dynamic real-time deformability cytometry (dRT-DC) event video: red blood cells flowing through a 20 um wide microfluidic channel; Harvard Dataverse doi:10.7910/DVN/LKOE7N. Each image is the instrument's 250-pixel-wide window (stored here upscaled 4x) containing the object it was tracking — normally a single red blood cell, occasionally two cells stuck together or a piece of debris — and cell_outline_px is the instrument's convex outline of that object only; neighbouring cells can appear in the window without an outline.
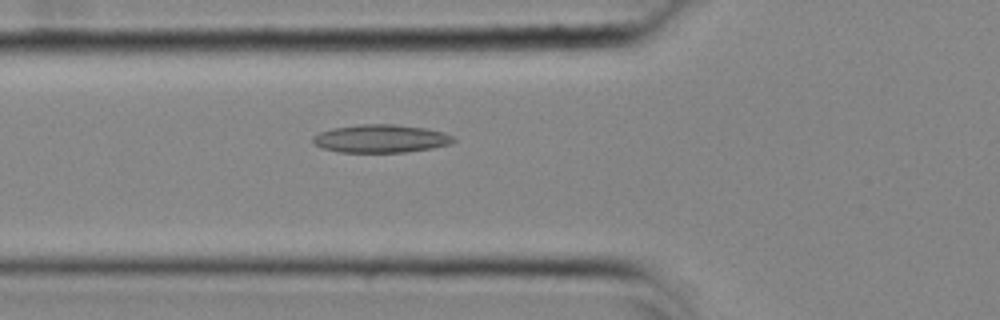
{"species": "common noctule bat (a hibernating species)", "species_latin": "Nyctalus noctula", "temperature_condition": "cold", "stored_images_in_passage": 51, "camera_frame_rate_fps": 3000, "um_per_image_px": 0.085, "animal": {"sex": "female", "body_mass_g": 25.1}, "frame": {"image": 1, "passage_image": 16, "time_ms": 5.0, "image_size_px": [1000, 320], "cell_outline_px": [[456, 140], [448, 144], [432, 148], [404, 152], [340, 152], [320, 148], [312, 144], [312, 136], [320, 132], [332, 128], [360, 124], [396, 124], [424, 128], [444, 132], [452, 136]], "centroid_in_image_um": [32.31, 11.78], "position_along_channel_um": 93.5, "area_um2": 23.06}}
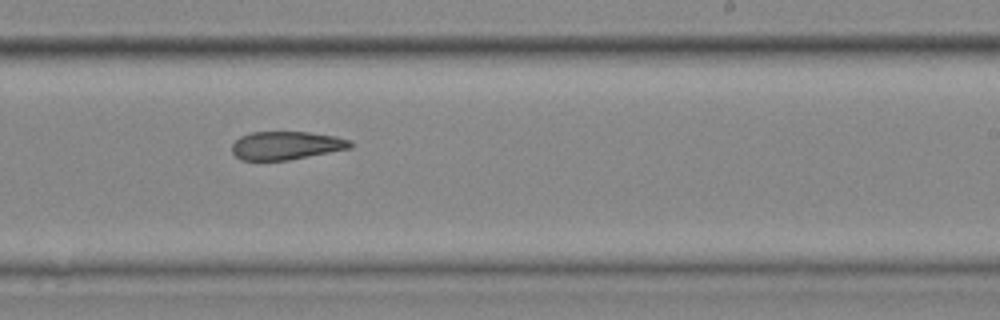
{"frame": {"image": 2, "passage_image": 30, "time_ms": 9.667, "image_size_px": [1000, 320], "cell_outline_px": [[352, 148], [288, 160], [240, 160], [232, 152], [232, 144], [240, 136], [252, 132], [308, 132], [336, 136], [352, 140]], "centroid_in_image_um": [24.34, 12.36], "position_along_channel_um": 264.7, "area_um2": 19.54}}
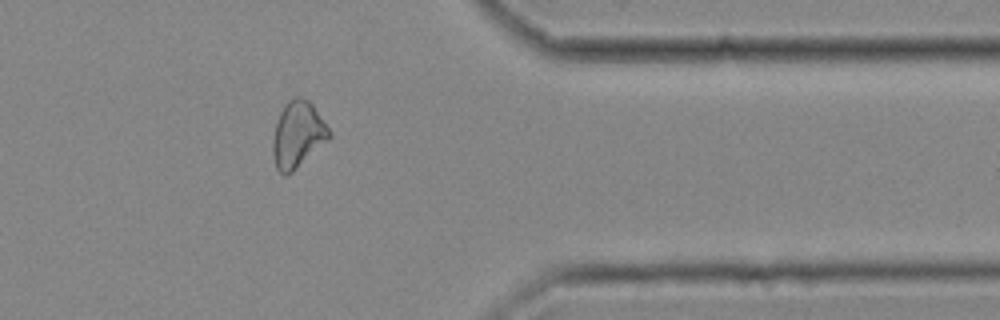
{"frame": {"image": 3, "passage_image": 41, "time_ms": 13.333, "image_size_px": [1000, 320], "cell_outline_px": [[332, 136], [328, 140], [292, 172], [284, 176], [276, 168], [272, 152], [272, 140], [276, 124], [280, 112], [284, 104], [288, 100], [296, 96], [300, 96], [308, 100], [312, 104], [332, 132]], "centroid_in_image_um": [25.3, 11.43], "position_along_channel_um": 386.1, "area_um2": 21.79}, "authors_computed_cell_mechanics": {"area_um2": 21.7906, "velocity_mm_per_s": 3.675, "shape_relaxation_time_tau1_ms": null, "shape_relaxation_time_tau2_ms": 10.3535, "deformation_change_tau1": null, "deformation_change_tau2": 0.2079}}